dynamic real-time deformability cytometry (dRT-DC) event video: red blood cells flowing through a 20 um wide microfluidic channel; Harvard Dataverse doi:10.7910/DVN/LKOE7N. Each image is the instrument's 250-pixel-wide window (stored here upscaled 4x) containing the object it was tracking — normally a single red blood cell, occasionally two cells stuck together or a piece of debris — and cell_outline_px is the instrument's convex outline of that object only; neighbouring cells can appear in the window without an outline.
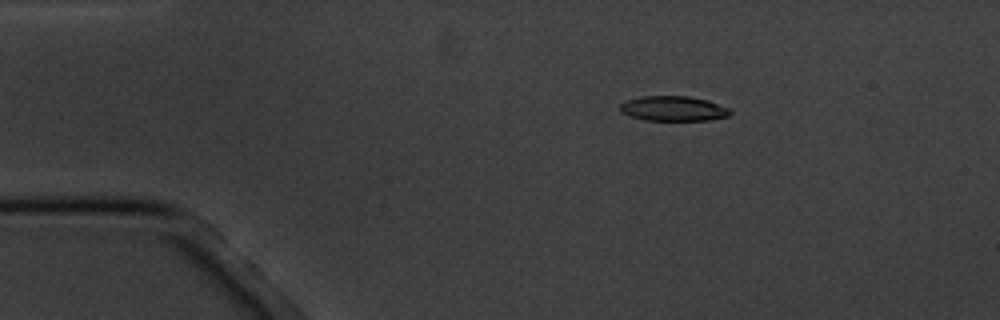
{"species": "common noctule bat (a hibernating species)", "species_latin": "Nyctalus noctula", "temperature_condition": "cold", "stored_images_in_passage": 3, "camera_frame_rate_fps": 3000, "um_per_image_px": 0.085, "animal": {"sex": "male", "body_mass_g": 20.1, "forearm_length_mm": 53.5}, "frame": {"image": 1, "passage_image": 1, "time_ms": 0.0, "image_size_px": [1000, 320], "cell_outline_px": [[732, 112], [728, 116], [708, 120], [644, 120], [620, 112], [620, 104], [628, 100], [640, 96], [688, 96], [708, 100], [728, 108]], "centroid_in_image_um": [57.23, 9.22], "position_along_channel_um": 27.8, "area_um2": 15.9}}
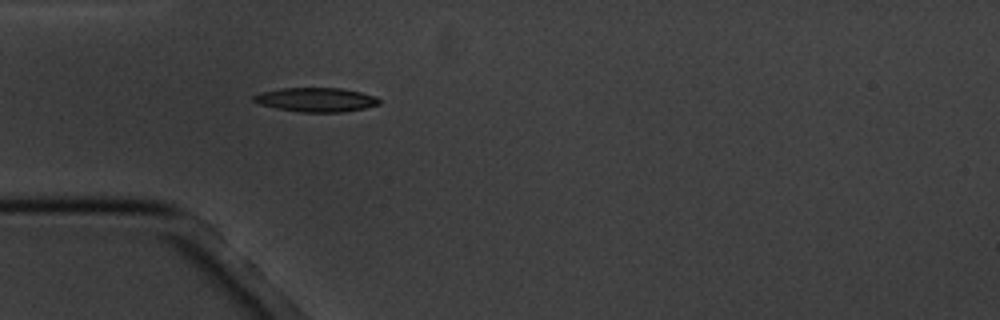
{"frame": {"image": 2, "passage_image": 3, "time_ms": 2.333, "image_size_px": [1000, 320], "cell_outline_px": [[380, 104], [364, 108], [344, 112], [300, 112], [276, 108], [260, 104], [252, 100], [252, 96], [260, 92], [280, 88], [340, 88], [360, 92], [376, 96], [380, 100]], "centroid_in_image_um": [26.85, 8.47], "position_along_channel_um": 58.1, "area_um2": 17.69}}